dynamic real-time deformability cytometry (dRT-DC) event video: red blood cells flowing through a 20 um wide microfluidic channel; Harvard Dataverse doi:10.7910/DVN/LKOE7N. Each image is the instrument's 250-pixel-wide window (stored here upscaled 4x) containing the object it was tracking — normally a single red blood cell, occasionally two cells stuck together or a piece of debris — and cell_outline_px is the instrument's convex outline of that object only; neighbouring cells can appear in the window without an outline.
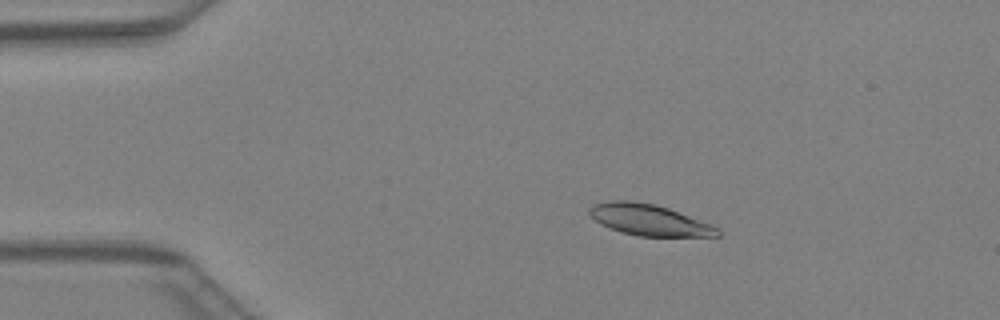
{"species": "Egyptian fruit bat (a non-hibernating species)", "species_latin": "Rousettus aegyptiacus", "temperature_condition": "warm", "stored_images_in_passage": 47, "camera_frame_rate_fps": 3000, "um_per_image_px": 0.085, "animal": {"sex": "female"}, "frame": {"image": 1, "passage_image": 9, "time_ms": 2.667, "image_size_px": [1000, 320], "cell_outline_px": [[720, 236], [640, 236], [620, 232], [600, 224], [588, 216], [588, 208], [592, 204], [608, 200], [632, 200], [656, 204], [668, 208], [712, 224], [720, 228]], "centroid_in_image_um": [55.13, 18.68], "position_along_channel_um": 29.9, "area_um2": 23.64}}
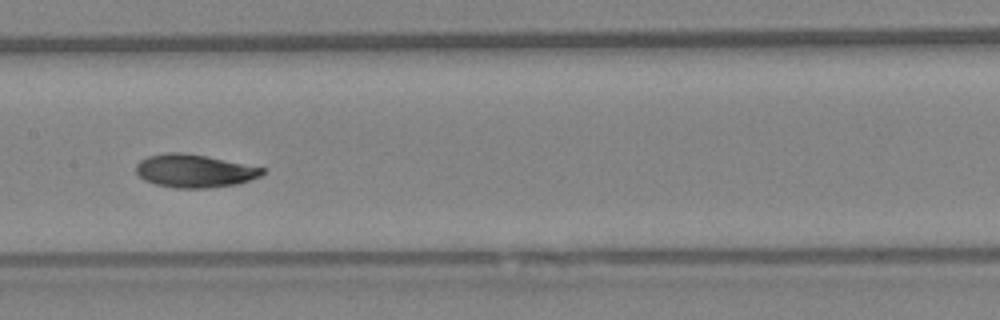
{"frame": {"image": 2, "passage_image": 24, "time_ms": 7.667, "image_size_px": [1000, 320], "cell_outline_px": [[264, 172], [260, 176], [236, 184], [208, 188], [176, 188], [156, 184], [144, 180], [136, 172], [136, 164], [140, 160], [148, 156], [164, 152], [180, 152], [204, 156], [264, 168]], "centroid_in_image_um": [16.47, 14.53], "position_along_channel_um": 190.9, "area_um2": 24.04}}
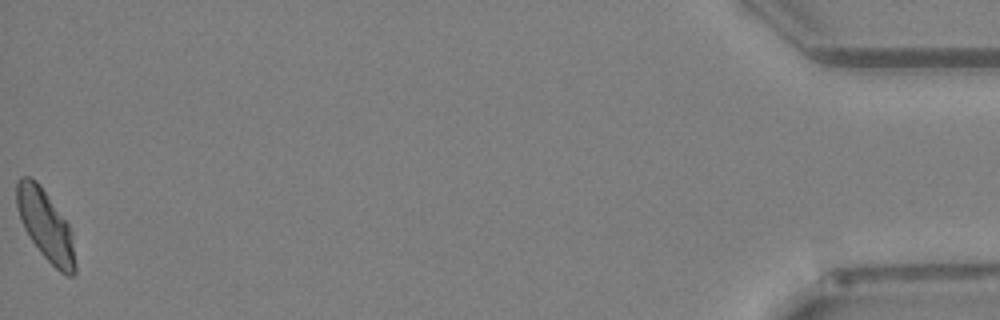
{"frame": {"image": 3, "passage_image": 47, "time_ms": 15.333, "image_size_px": [1000, 320], "cell_outline_px": [[76, 272], [72, 276], [68, 276], [60, 272], [40, 252], [24, 228], [20, 220], [16, 208], [16, 184], [20, 176], [28, 176], [36, 180], [40, 184], [68, 224], [72, 236], [76, 264]], "centroid_in_image_um": [3.86, 19.14], "position_along_channel_um": 431.3, "area_um2": 23.93}}